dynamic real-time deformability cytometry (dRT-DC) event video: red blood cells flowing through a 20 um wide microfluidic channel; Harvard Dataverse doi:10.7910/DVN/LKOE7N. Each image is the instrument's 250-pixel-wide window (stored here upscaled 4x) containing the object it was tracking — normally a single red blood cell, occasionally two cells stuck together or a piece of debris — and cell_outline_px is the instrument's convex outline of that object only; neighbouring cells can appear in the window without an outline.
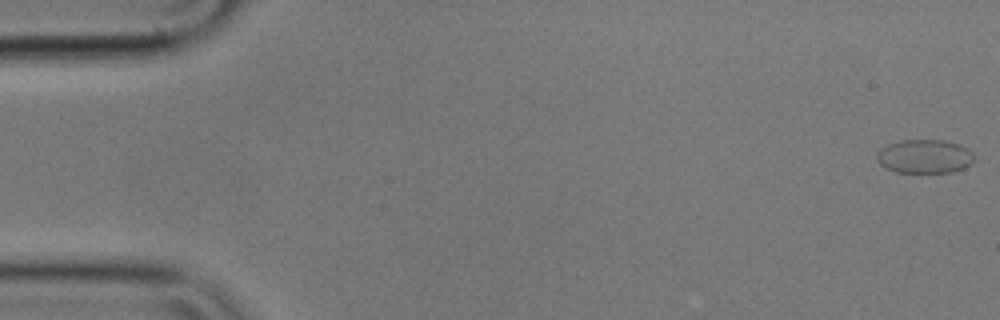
{"species": "common noctule bat (a hibernating species)", "species_latin": "Nyctalus noctula", "temperature_condition": "cold", "stored_images_in_passage": 6, "camera_frame_rate_fps": 3000, "um_per_image_px": 0.085, "animal": {"sex": "male", "body_mass_g": 17.9}, "frame": {"image": 1, "passage_image": 1, "time_ms": 0.0, "image_size_px": [1000, 320], "cell_outline_px": [[976, 156], [964, 168], [952, 172], [896, 172], [884, 168], [876, 160], [876, 152], [888, 144], [900, 140], [944, 140], [960, 144], [968, 148]], "centroid_in_image_um": [78.57, 13.29], "position_along_channel_um": 6.4, "area_um2": 19.31}}
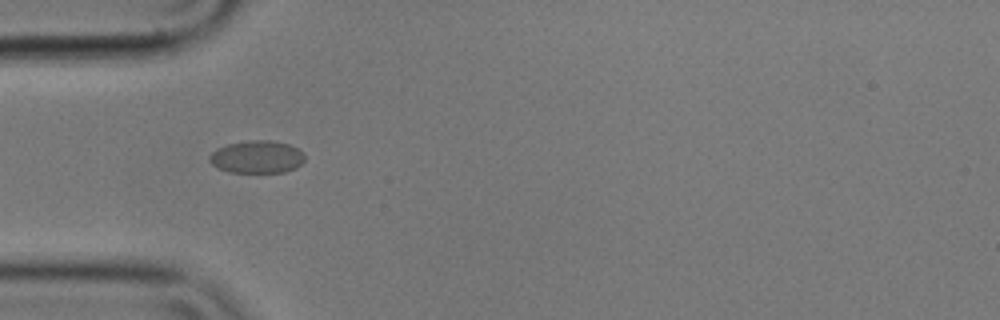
{"frame": {"image": 2, "passage_image": 5, "time_ms": 1.333, "image_size_px": [1000, 320], "cell_outline_px": [[304, 160], [296, 168], [284, 172], [228, 172], [212, 164], [208, 160], [208, 156], [216, 148], [228, 144], [248, 140], [272, 140], [288, 144], [304, 152]], "centroid_in_image_um": [21.83, 13.33], "position_along_channel_um": 63.2, "area_um2": 18.15}}